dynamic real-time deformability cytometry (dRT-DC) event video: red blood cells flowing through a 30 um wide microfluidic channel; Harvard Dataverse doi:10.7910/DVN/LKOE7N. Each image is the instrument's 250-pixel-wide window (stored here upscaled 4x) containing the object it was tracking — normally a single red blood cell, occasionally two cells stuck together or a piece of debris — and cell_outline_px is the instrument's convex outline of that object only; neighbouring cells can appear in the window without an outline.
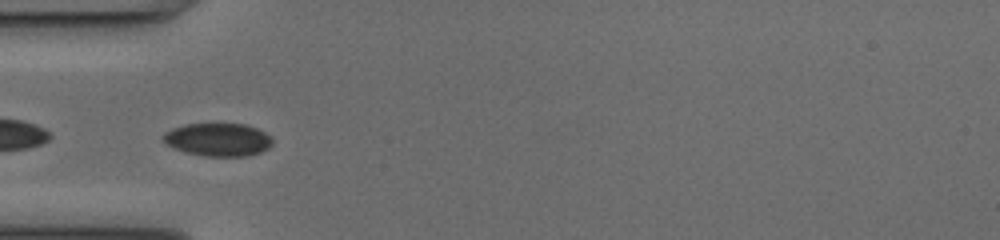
{"species": "common noctule bat (a hibernating species)", "species_latin": "Nyctalus noctula", "temperature_condition": "cold", "stored_images_in_passage": 3, "camera_frame_rate_fps": 3000, "um_per_image_px": 0.085, "animal": {"sex": "female", "body_mass_g": 17.0, "forearm_length_mm": 48.0}, "frame": {"image": 1, "passage_image": 1, "time_ms": 0.0, "image_size_px": [1000, 240], "cell_outline_px": [[272, 144], [268, 148], [260, 152], [248, 156], [204, 156], [184, 152], [168, 144], [164, 140], [164, 132], [172, 128], [184, 124], [244, 124], [256, 128], [264, 132], [272, 140]], "centroid_in_image_um": [18.53, 11.87], "position_along_channel_um": 66.5, "area_um2": 20.81}}